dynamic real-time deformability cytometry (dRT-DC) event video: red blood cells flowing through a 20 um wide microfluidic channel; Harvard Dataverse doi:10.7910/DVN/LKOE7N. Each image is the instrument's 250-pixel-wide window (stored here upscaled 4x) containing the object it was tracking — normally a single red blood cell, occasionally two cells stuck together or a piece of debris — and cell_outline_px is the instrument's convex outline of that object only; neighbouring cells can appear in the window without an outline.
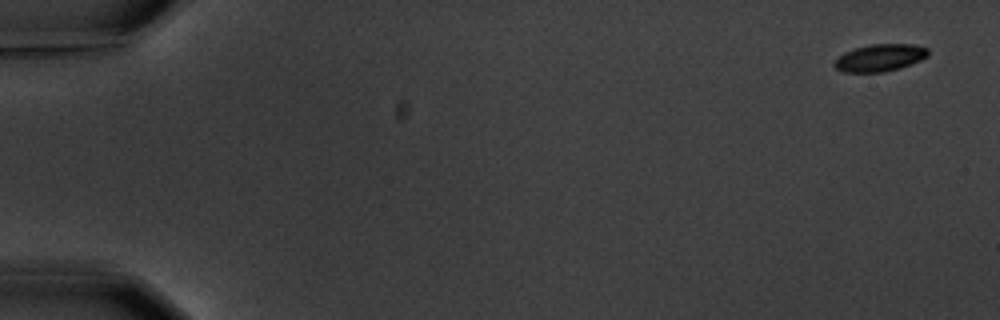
{"species": "common noctule bat (a hibernating species)", "species_latin": "Nyctalus noctula", "temperature_condition": "warm", "stored_images_in_passage": 4, "camera_frame_rate_fps": 3000, "um_per_image_px": 0.085, "animal": {"sex": "male", "body_mass_g": 20.1, "forearm_length_mm": 53.5}, "frame": {"image": 1, "passage_image": 1, "time_ms": 0.0, "image_size_px": [1000, 320], "cell_outline_px": [[928, 56], [920, 60], [900, 68], [884, 72], [844, 72], [836, 68], [832, 64], [844, 52], [856, 48], [872, 44], [912, 44], [928, 48]], "centroid_in_image_um": [74.8, 4.91], "position_along_channel_um": 10.2, "area_um2": 14.74}}